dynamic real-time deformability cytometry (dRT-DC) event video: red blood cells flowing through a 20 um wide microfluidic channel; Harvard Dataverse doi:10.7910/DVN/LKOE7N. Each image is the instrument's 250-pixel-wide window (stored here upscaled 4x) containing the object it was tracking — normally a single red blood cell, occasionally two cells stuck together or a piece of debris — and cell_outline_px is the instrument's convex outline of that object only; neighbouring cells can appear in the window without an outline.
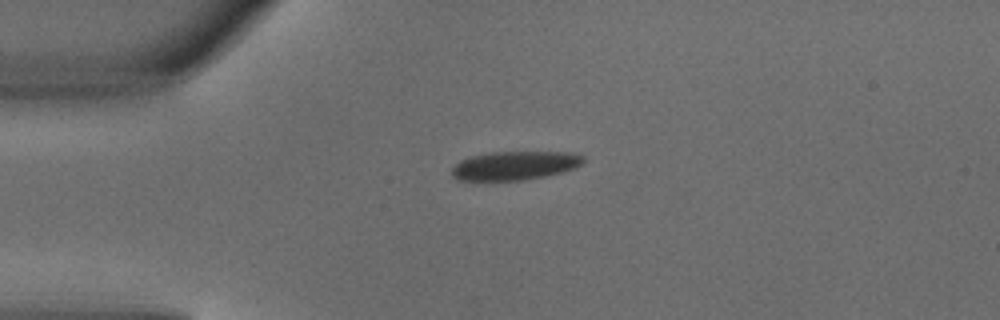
{"species": "common noctule bat (a hibernating species)", "species_latin": "Nyctalus noctula", "temperature_condition": "warm", "stored_images_in_passage": 3, "camera_frame_rate_fps": 3000, "um_per_image_px": 0.085, "animal": {"sex": "male", "body_mass_g": 18.8}, "frame": {"image": 1, "passage_image": 1, "time_ms": 0.0, "image_size_px": [1000, 320], "cell_outline_px": [[584, 160], [576, 168], [564, 172], [544, 176], [520, 180], [460, 180], [452, 176], [452, 168], [460, 160], [472, 156], [492, 152], [564, 152], [584, 156]], "centroid_in_image_um": [43.76, 14.07], "position_along_channel_um": 41.2, "area_um2": 21.79}}
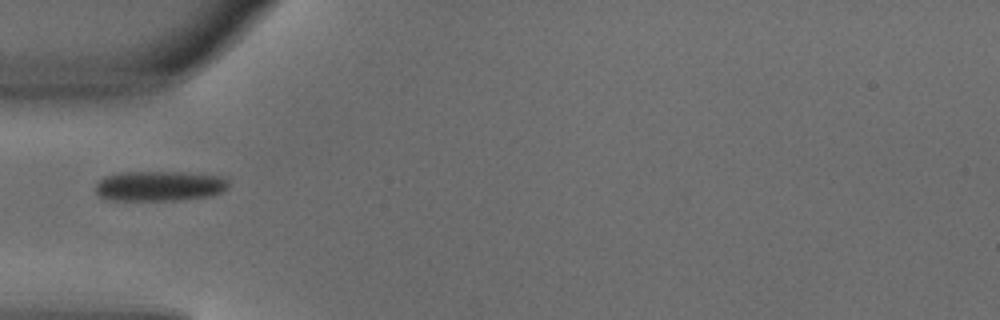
{"frame": {"image": 2, "passage_image": 2, "time_ms": 0.333, "image_size_px": [1000, 320], "cell_outline_px": [[228, 184], [220, 192], [204, 196], [176, 200], [108, 200], [100, 196], [96, 192], [96, 184], [104, 176], [120, 172], [184, 172], [216, 176], [228, 180]], "centroid_in_image_um": [13.46, 15.8], "position_along_channel_um": 71.5, "area_um2": 22.95}}